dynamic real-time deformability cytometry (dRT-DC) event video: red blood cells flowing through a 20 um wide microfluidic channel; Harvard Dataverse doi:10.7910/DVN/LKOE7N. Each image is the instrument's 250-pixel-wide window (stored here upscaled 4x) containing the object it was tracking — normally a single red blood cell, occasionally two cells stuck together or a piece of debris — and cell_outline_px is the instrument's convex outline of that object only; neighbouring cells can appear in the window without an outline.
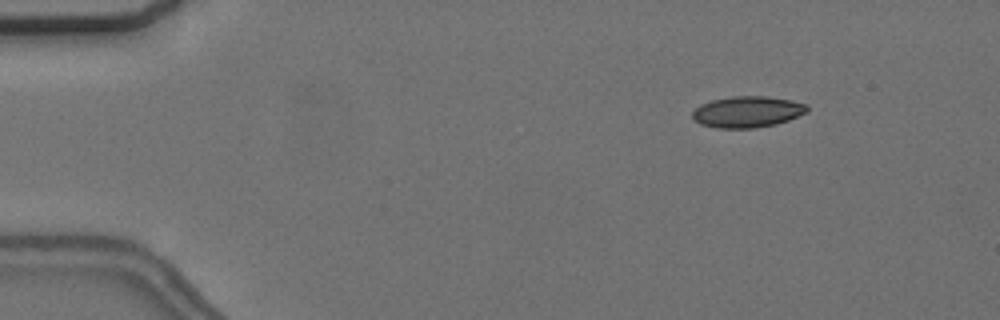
{"species": "common noctule bat (a hibernating species)", "species_latin": "Nyctalus noctula", "temperature_condition": "cold", "stored_images_in_passage": 6, "camera_frame_rate_fps": 3000, "um_per_image_px": 0.085, "animal": {"sex": "female", "body_mass_g": 24.6, "forearm_length_mm": 56.2}, "frame": {"image": 1, "passage_image": 3, "time_ms": 2.333, "image_size_px": [1000, 320], "cell_outline_px": [[808, 112], [788, 120], [776, 124], [752, 128], [716, 128], [700, 124], [692, 116], [692, 112], [700, 104], [712, 100], [732, 96], [764, 96], [792, 100], [808, 104]], "centroid_in_image_um": [63.54, 9.5], "position_along_channel_um": 21.5, "area_um2": 20.92}}